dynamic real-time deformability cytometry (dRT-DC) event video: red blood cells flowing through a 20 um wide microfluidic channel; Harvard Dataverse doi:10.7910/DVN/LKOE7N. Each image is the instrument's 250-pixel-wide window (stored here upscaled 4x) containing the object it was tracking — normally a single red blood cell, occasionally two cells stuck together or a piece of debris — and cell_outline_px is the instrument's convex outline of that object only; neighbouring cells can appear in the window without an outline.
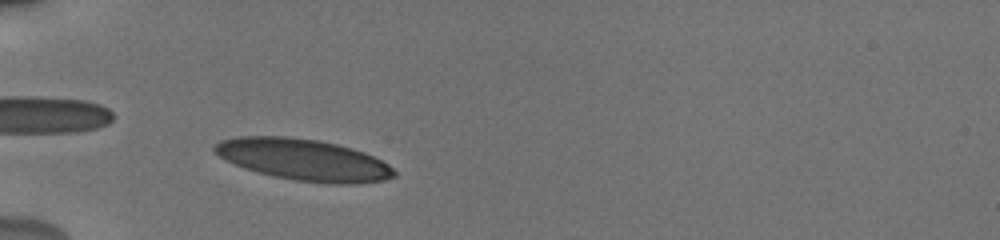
{"species": "human", "species_latin": "Homo sapiens", "temperature_condition": "cold", "stored_images_in_passage": 39, "camera_frame_rate_fps": 3000, "um_per_image_px": 0.085, "donor": {"sex": "male"}, "frame": {"image": 1, "passage_image": 6, "time_ms": 1.667, "image_size_px": [1000, 240], "cell_outline_px": [[396, 176], [384, 180], [356, 184], [336, 184], [296, 180], [272, 176], [244, 168], [220, 156], [212, 148], [220, 140], [240, 136], [284, 136], [316, 140], [336, 144], [352, 148], [364, 152], [388, 164], [396, 172]], "centroid_in_image_um": [25.82, 13.58], "position_along_channel_um": 59.2, "area_um2": 43.06}}
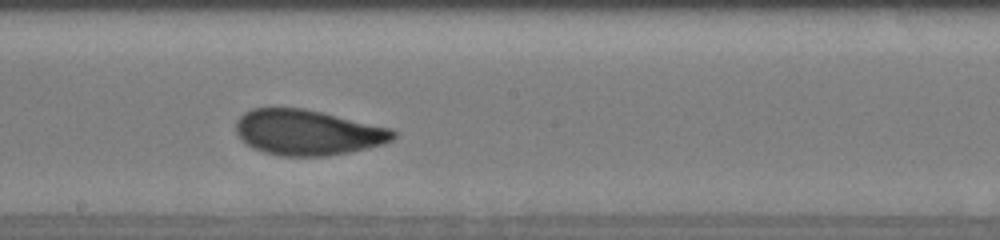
{"frame": {"image": 2, "passage_image": 20, "time_ms": 6.333, "image_size_px": [1000, 240], "cell_outline_px": [[396, 136], [392, 140], [368, 148], [328, 156], [280, 156], [264, 152], [252, 148], [240, 140], [236, 132], [236, 120], [244, 112], [252, 108], [304, 108], [392, 128], [396, 132]], "centroid_in_image_um": [26.12, 11.26], "position_along_channel_um": 222.1, "area_um2": 41.79}}
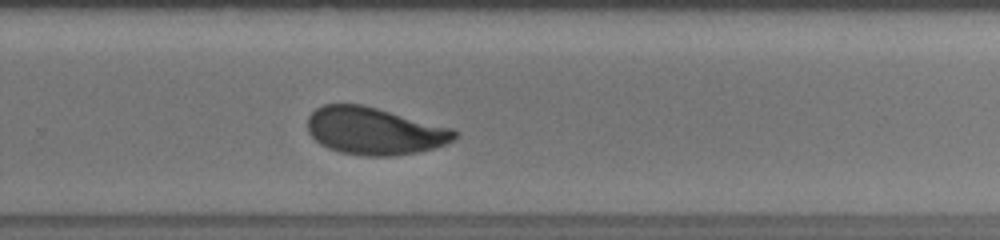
{"frame": {"image": 3, "passage_image": 26, "time_ms": 8.333, "image_size_px": [1000, 240], "cell_outline_px": [[460, 136], [448, 144], [416, 152], [392, 156], [360, 156], [340, 152], [328, 148], [320, 144], [308, 132], [308, 116], [316, 108], [324, 104], [364, 104], [452, 128], [460, 132]], "centroid_in_image_um": [31.85, 11.13], "position_along_channel_um": 297.9, "area_um2": 40.86}, "authors_computed_cell_mechanics": {"area_um2": 41.4426, "velocity_mm_per_s": 3.8038, "shape_relaxation_time_tau1_ms": 3.7967, "shape_relaxation_time_tau2_ms": 1.0513, "deformation_change_tau1": 0.1414, "deformation_change_tau2": 0.0623}}